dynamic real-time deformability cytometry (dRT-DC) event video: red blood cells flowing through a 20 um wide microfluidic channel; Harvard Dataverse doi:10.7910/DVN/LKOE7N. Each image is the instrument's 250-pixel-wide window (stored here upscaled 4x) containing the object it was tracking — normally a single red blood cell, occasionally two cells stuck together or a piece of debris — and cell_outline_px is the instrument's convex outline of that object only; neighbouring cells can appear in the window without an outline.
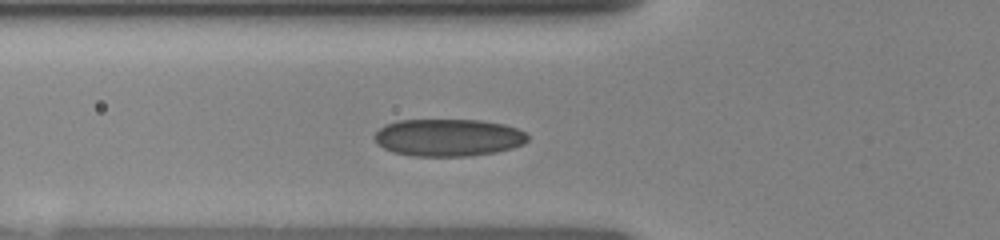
{"species": "human", "species_latin": "Homo sapiens", "temperature_condition": "room temperature", "stored_images_in_passage": 32, "camera_frame_rate_fps": 3000, "um_per_image_px": 0.085, "donor": {"sex": "female"}, "frame": {"image": 1, "passage_image": 2, "time_ms": 0.333, "image_size_px": [1000, 240], "cell_outline_px": [[528, 140], [524, 144], [512, 148], [496, 152], [468, 156], [412, 156], [392, 152], [376, 144], [372, 136], [384, 124], [396, 120], [480, 120], [504, 124], [516, 128], [524, 132], [528, 136]], "centroid_in_image_um": [38.06, 11.69], "position_along_channel_um": 87.7, "area_um2": 33.64}}
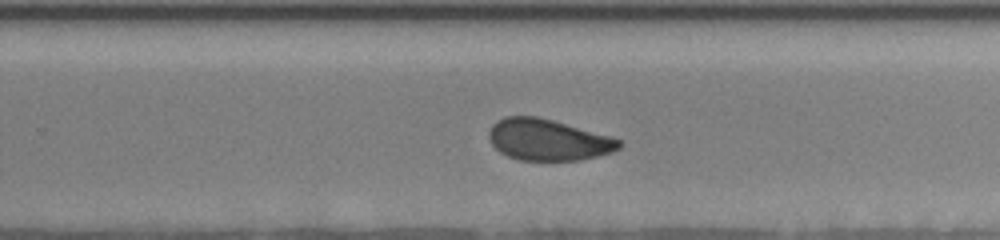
{"frame": {"image": 2, "passage_image": 14, "time_ms": 5.0, "image_size_px": [1000, 240], "cell_outline_px": [[624, 144], [620, 148], [612, 152], [580, 160], [520, 160], [508, 156], [500, 152], [492, 144], [488, 136], [488, 132], [492, 124], [496, 120], [504, 116], [536, 116], [552, 120], [612, 136], [620, 140]], "centroid_in_image_um": [46.58, 11.87], "position_along_channel_um": 283.2, "area_um2": 31.44}}
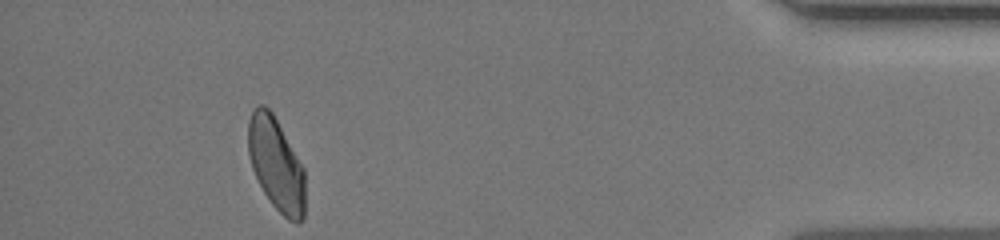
{"frame": {"image": 3, "passage_image": 31, "time_ms": 9.333, "image_size_px": [1000, 240], "cell_outline_px": [[304, 216], [300, 224], [296, 224], [288, 220], [272, 204], [264, 192], [252, 168], [248, 152], [248, 120], [252, 112], [260, 104], [264, 104], [272, 112], [304, 168]], "centroid_in_image_um": [23.47, 13.98], "position_along_channel_um": 411.7, "area_um2": 30.63}}